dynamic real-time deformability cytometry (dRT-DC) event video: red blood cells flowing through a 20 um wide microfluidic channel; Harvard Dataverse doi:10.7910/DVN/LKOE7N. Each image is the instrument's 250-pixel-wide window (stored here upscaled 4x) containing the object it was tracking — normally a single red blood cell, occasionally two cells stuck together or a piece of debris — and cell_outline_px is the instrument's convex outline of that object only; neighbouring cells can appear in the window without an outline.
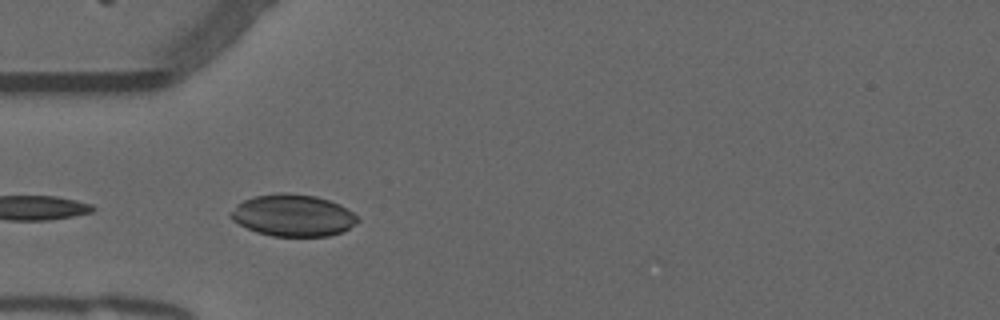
{"species": "common noctule bat (a hibernating species)", "species_latin": "Nyctalus noctula", "temperature_condition": "warm", "stored_images_in_passage": 51, "camera_frame_rate_fps": 3000, "um_per_image_px": 0.085, "animal": {"sex": "male", "forearm_length_mm": 52.5}, "frame": {"image": 1, "passage_image": 15, "time_ms": 4.667, "image_size_px": [1000, 320], "cell_outline_px": [[360, 220], [344, 232], [328, 236], [272, 236], [256, 232], [232, 220], [228, 216], [228, 212], [236, 204], [252, 196], [280, 192], [288, 192], [316, 196], [340, 204], [348, 208]], "centroid_in_image_um": [24.88, 18.3], "position_along_channel_um": 60.1, "area_um2": 31.33}, "authors_computed_cell_mechanics": {"area_um2": 17.1666, "velocity_mm_per_s": 3.7967, "shape_relaxation_time_tau1_ms": 8.231, "shape_relaxation_time_tau2_ms": 5.6721, "deformation_change_tau1": 0.1794, "deformation_change_tau2": 0.1037}}